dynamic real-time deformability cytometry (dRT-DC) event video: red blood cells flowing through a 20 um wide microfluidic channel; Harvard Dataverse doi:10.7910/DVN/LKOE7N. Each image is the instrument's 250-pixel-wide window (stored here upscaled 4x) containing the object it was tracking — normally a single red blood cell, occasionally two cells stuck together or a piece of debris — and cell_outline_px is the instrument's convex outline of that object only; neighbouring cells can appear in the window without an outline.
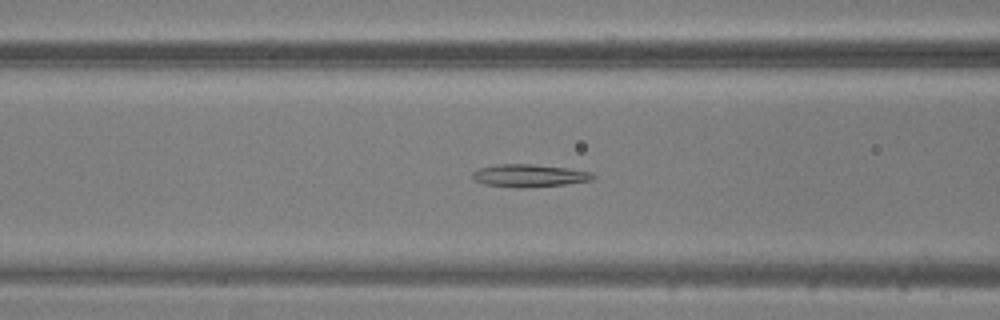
{"species": "common noctule bat (a hibernating species)", "species_latin": "Nyctalus noctula", "temperature_condition": "warm", "stored_images_in_passage": 37, "camera_frame_rate_fps": 3000, "um_per_image_px": 0.085, "animal": {"sex": "male", "body_mass_g": 20.5, "forearm_length_mm": 52.5}, "frame": {"image": 1, "passage_image": 8, "time_ms": 2.333, "image_size_px": [1000, 320], "cell_outline_px": [[596, 176], [592, 180], [564, 184], [520, 188], [516, 188], [484, 184], [472, 180], [472, 172], [480, 168], [496, 164], [528, 164], [564, 168], [592, 172]], "centroid_in_image_um": [44.93, 14.93], "position_along_channel_um": 121.7, "area_um2": 15.78}}
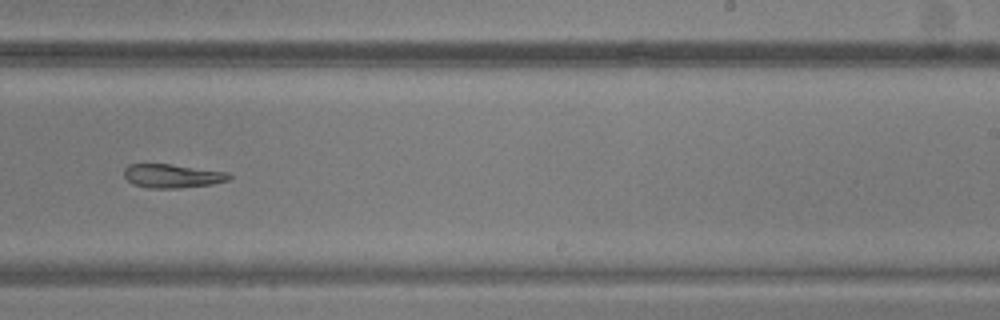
{"frame": {"image": 2, "passage_image": 19, "time_ms": 6.0, "image_size_px": [1000, 320], "cell_outline_px": [[232, 176], [228, 180], [212, 184], [180, 188], [148, 188], [132, 184], [124, 176], [124, 168], [128, 164], [172, 164], [228, 172]], "centroid_in_image_um": [14.63, 14.95], "position_along_channel_um": 274.4, "area_um2": 14.62}}
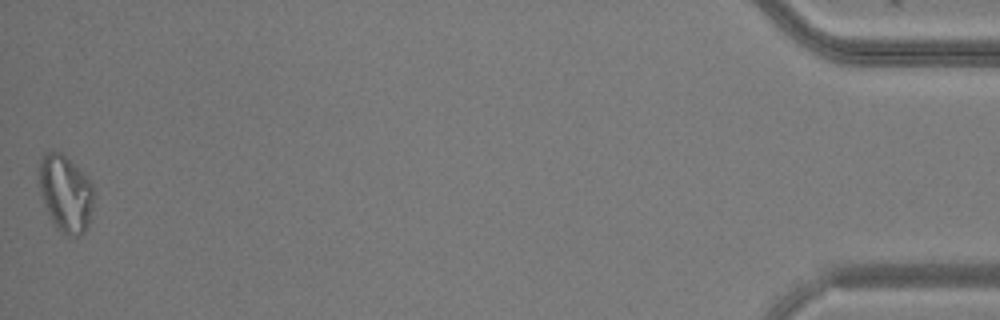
{"frame": {"image": 3, "passage_image": 37, "time_ms": 12.0, "image_size_px": [1000, 320], "cell_outline_px": [[96, 196], [88, 224], [84, 232], [80, 236], [68, 236], [56, 228], [44, 204], [40, 192], [40, 160], [48, 152], [60, 152], [84, 172], [88, 176], [92, 184]], "centroid_in_image_um": [5.63, 16.47], "position_along_channel_um": 429.6, "area_um2": 24.51}}